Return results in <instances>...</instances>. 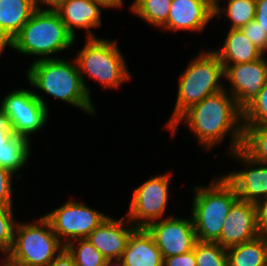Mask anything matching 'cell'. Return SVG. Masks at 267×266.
<instances>
[{
    "label": "cell",
    "instance_id": "836d02e7",
    "mask_svg": "<svg viewBox=\"0 0 267 266\" xmlns=\"http://www.w3.org/2000/svg\"><path fill=\"white\" fill-rule=\"evenodd\" d=\"M14 135L9 117L0 107V147Z\"/></svg>",
    "mask_w": 267,
    "mask_h": 266
},
{
    "label": "cell",
    "instance_id": "ffe728a7",
    "mask_svg": "<svg viewBox=\"0 0 267 266\" xmlns=\"http://www.w3.org/2000/svg\"><path fill=\"white\" fill-rule=\"evenodd\" d=\"M228 266H267V235L226 249Z\"/></svg>",
    "mask_w": 267,
    "mask_h": 266
},
{
    "label": "cell",
    "instance_id": "4dcf8cb0",
    "mask_svg": "<svg viewBox=\"0 0 267 266\" xmlns=\"http://www.w3.org/2000/svg\"><path fill=\"white\" fill-rule=\"evenodd\" d=\"M12 177L13 173L0 167V205L2 207L12 206Z\"/></svg>",
    "mask_w": 267,
    "mask_h": 266
},
{
    "label": "cell",
    "instance_id": "2e32d148",
    "mask_svg": "<svg viewBox=\"0 0 267 266\" xmlns=\"http://www.w3.org/2000/svg\"><path fill=\"white\" fill-rule=\"evenodd\" d=\"M214 18L208 0H172L164 30L201 32Z\"/></svg>",
    "mask_w": 267,
    "mask_h": 266
},
{
    "label": "cell",
    "instance_id": "f35d334b",
    "mask_svg": "<svg viewBox=\"0 0 267 266\" xmlns=\"http://www.w3.org/2000/svg\"><path fill=\"white\" fill-rule=\"evenodd\" d=\"M106 4L109 8H119L123 4V0H98Z\"/></svg>",
    "mask_w": 267,
    "mask_h": 266
},
{
    "label": "cell",
    "instance_id": "1f68e13d",
    "mask_svg": "<svg viewBox=\"0 0 267 266\" xmlns=\"http://www.w3.org/2000/svg\"><path fill=\"white\" fill-rule=\"evenodd\" d=\"M163 266H197L194 249L181 255L163 258Z\"/></svg>",
    "mask_w": 267,
    "mask_h": 266
},
{
    "label": "cell",
    "instance_id": "8d00e7d4",
    "mask_svg": "<svg viewBox=\"0 0 267 266\" xmlns=\"http://www.w3.org/2000/svg\"><path fill=\"white\" fill-rule=\"evenodd\" d=\"M12 37L3 29L0 21V54L4 51L6 46L11 45Z\"/></svg>",
    "mask_w": 267,
    "mask_h": 266
},
{
    "label": "cell",
    "instance_id": "7a4b0ae2",
    "mask_svg": "<svg viewBox=\"0 0 267 266\" xmlns=\"http://www.w3.org/2000/svg\"><path fill=\"white\" fill-rule=\"evenodd\" d=\"M27 78L33 87L60 99L72 106L79 107L88 114H95L91 97L82 83L77 62L63 59H36L27 71Z\"/></svg>",
    "mask_w": 267,
    "mask_h": 266
},
{
    "label": "cell",
    "instance_id": "9c48e42d",
    "mask_svg": "<svg viewBox=\"0 0 267 266\" xmlns=\"http://www.w3.org/2000/svg\"><path fill=\"white\" fill-rule=\"evenodd\" d=\"M44 216L51 223L59 240L64 242V246L73 240L87 238L108 217L74 200L67 201Z\"/></svg>",
    "mask_w": 267,
    "mask_h": 266
},
{
    "label": "cell",
    "instance_id": "cb8c5ba5",
    "mask_svg": "<svg viewBox=\"0 0 267 266\" xmlns=\"http://www.w3.org/2000/svg\"><path fill=\"white\" fill-rule=\"evenodd\" d=\"M172 0H134L131 10L147 23L162 27L168 19Z\"/></svg>",
    "mask_w": 267,
    "mask_h": 266
},
{
    "label": "cell",
    "instance_id": "5bb4252c",
    "mask_svg": "<svg viewBox=\"0 0 267 266\" xmlns=\"http://www.w3.org/2000/svg\"><path fill=\"white\" fill-rule=\"evenodd\" d=\"M255 203L238 199L231 207L217 243L229 248L259 237Z\"/></svg>",
    "mask_w": 267,
    "mask_h": 266
},
{
    "label": "cell",
    "instance_id": "d6986e66",
    "mask_svg": "<svg viewBox=\"0 0 267 266\" xmlns=\"http://www.w3.org/2000/svg\"><path fill=\"white\" fill-rule=\"evenodd\" d=\"M223 65L255 61L264 56L240 29H230L221 50H214Z\"/></svg>",
    "mask_w": 267,
    "mask_h": 266
},
{
    "label": "cell",
    "instance_id": "5b68a950",
    "mask_svg": "<svg viewBox=\"0 0 267 266\" xmlns=\"http://www.w3.org/2000/svg\"><path fill=\"white\" fill-rule=\"evenodd\" d=\"M221 77H224V66L214 50L202 51L193 59L179 78L177 100L167 128L192 105L223 90Z\"/></svg>",
    "mask_w": 267,
    "mask_h": 266
},
{
    "label": "cell",
    "instance_id": "d590c367",
    "mask_svg": "<svg viewBox=\"0 0 267 266\" xmlns=\"http://www.w3.org/2000/svg\"><path fill=\"white\" fill-rule=\"evenodd\" d=\"M48 266H76L73 256L65 248L62 250Z\"/></svg>",
    "mask_w": 267,
    "mask_h": 266
},
{
    "label": "cell",
    "instance_id": "74e56055",
    "mask_svg": "<svg viewBox=\"0 0 267 266\" xmlns=\"http://www.w3.org/2000/svg\"><path fill=\"white\" fill-rule=\"evenodd\" d=\"M63 0H34L37 8H40L39 3H43L44 5H49L51 9H55Z\"/></svg>",
    "mask_w": 267,
    "mask_h": 266
},
{
    "label": "cell",
    "instance_id": "603a6c76",
    "mask_svg": "<svg viewBox=\"0 0 267 266\" xmlns=\"http://www.w3.org/2000/svg\"><path fill=\"white\" fill-rule=\"evenodd\" d=\"M243 127L241 149L255 161L267 164V125Z\"/></svg>",
    "mask_w": 267,
    "mask_h": 266
},
{
    "label": "cell",
    "instance_id": "60d3db41",
    "mask_svg": "<svg viewBox=\"0 0 267 266\" xmlns=\"http://www.w3.org/2000/svg\"><path fill=\"white\" fill-rule=\"evenodd\" d=\"M1 259H0V262H2V264L0 266H21V265L13 263L7 257L1 258Z\"/></svg>",
    "mask_w": 267,
    "mask_h": 266
},
{
    "label": "cell",
    "instance_id": "44dd1931",
    "mask_svg": "<svg viewBox=\"0 0 267 266\" xmlns=\"http://www.w3.org/2000/svg\"><path fill=\"white\" fill-rule=\"evenodd\" d=\"M36 9L34 0H0V21L3 29L13 38Z\"/></svg>",
    "mask_w": 267,
    "mask_h": 266
},
{
    "label": "cell",
    "instance_id": "8992f818",
    "mask_svg": "<svg viewBox=\"0 0 267 266\" xmlns=\"http://www.w3.org/2000/svg\"><path fill=\"white\" fill-rule=\"evenodd\" d=\"M116 43L103 38H87L85 45L78 52L75 60L89 96L90 89L86 85L83 72L109 89H118L124 81L130 80L131 75Z\"/></svg>",
    "mask_w": 267,
    "mask_h": 266
},
{
    "label": "cell",
    "instance_id": "6da1fadb",
    "mask_svg": "<svg viewBox=\"0 0 267 266\" xmlns=\"http://www.w3.org/2000/svg\"><path fill=\"white\" fill-rule=\"evenodd\" d=\"M229 93L223 89L192 105L168 128L171 134L174 135L178 125L184 121L206 149L220 143L230 132L231 152L240 149L244 132L242 109Z\"/></svg>",
    "mask_w": 267,
    "mask_h": 266
},
{
    "label": "cell",
    "instance_id": "e0dca14e",
    "mask_svg": "<svg viewBox=\"0 0 267 266\" xmlns=\"http://www.w3.org/2000/svg\"><path fill=\"white\" fill-rule=\"evenodd\" d=\"M109 8L98 0H63L55 10L60 15L67 30L75 37V30L86 29L87 38H95L89 28L101 26V9Z\"/></svg>",
    "mask_w": 267,
    "mask_h": 266
},
{
    "label": "cell",
    "instance_id": "f546056e",
    "mask_svg": "<svg viewBox=\"0 0 267 266\" xmlns=\"http://www.w3.org/2000/svg\"><path fill=\"white\" fill-rule=\"evenodd\" d=\"M243 34L263 53L267 51V33L255 20L240 28Z\"/></svg>",
    "mask_w": 267,
    "mask_h": 266
},
{
    "label": "cell",
    "instance_id": "ac0fdd59",
    "mask_svg": "<svg viewBox=\"0 0 267 266\" xmlns=\"http://www.w3.org/2000/svg\"><path fill=\"white\" fill-rule=\"evenodd\" d=\"M126 266H163L161 251L145 228H137L120 258Z\"/></svg>",
    "mask_w": 267,
    "mask_h": 266
},
{
    "label": "cell",
    "instance_id": "277c9868",
    "mask_svg": "<svg viewBox=\"0 0 267 266\" xmlns=\"http://www.w3.org/2000/svg\"><path fill=\"white\" fill-rule=\"evenodd\" d=\"M192 219L197 241L217 242L232 205L239 199L235 188L222 176L206 188L196 186Z\"/></svg>",
    "mask_w": 267,
    "mask_h": 266
},
{
    "label": "cell",
    "instance_id": "b9f144b4",
    "mask_svg": "<svg viewBox=\"0 0 267 266\" xmlns=\"http://www.w3.org/2000/svg\"><path fill=\"white\" fill-rule=\"evenodd\" d=\"M218 1L219 0H208L209 6H210V8L212 9L213 12L220 7L219 4H218Z\"/></svg>",
    "mask_w": 267,
    "mask_h": 266
},
{
    "label": "cell",
    "instance_id": "4316f807",
    "mask_svg": "<svg viewBox=\"0 0 267 266\" xmlns=\"http://www.w3.org/2000/svg\"><path fill=\"white\" fill-rule=\"evenodd\" d=\"M194 254L197 266H228L226 248L217 242L197 241Z\"/></svg>",
    "mask_w": 267,
    "mask_h": 266
},
{
    "label": "cell",
    "instance_id": "52a82bcc",
    "mask_svg": "<svg viewBox=\"0 0 267 266\" xmlns=\"http://www.w3.org/2000/svg\"><path fill=\"white\" fill-rule=\"evenodd\" d=\"M64 249L51 223L42 216L33 224H16L13 245L5 257L21 266H48Z\"/></svg>",
    "mask_w": 267,
    "mask_h": 266
},
{
    "label": "cell",
    "instance_id": "30bf717a",
    "mask_svg": "<svg viewBox=\"0 0 267 266\" xmlns=\"http://www.w3.org/2000/svg\"><path fill=\"white\" fill-rule=\"evenodd\" d=\"M169 181V173L158 175L134 190L126 217L135 227L145 228L163 216L168 204Z\"/></svg>",
    "mask_w": 267,
    "mask_h": 266
},
{
    "label": "cell",
    "instance_id": "484cf974",
    "mask_svg": "<svg viewBox=\"0 0 267 266\" xmlns=\"http://www.w3.org/2000/svg\"><path fill=\"white\" fill-rule=\"evenodd\" d=\"M65 248L73 256L76 266H106V258L87 238L73 240Z\"/></svg>",
    "mask_w": 267,
    "mask_h": 266
},
{
    "label": "cell",
    "instance_id": "7c38bea8",
    "mask_svg": "<svg viewBox=\"0 0 267 266\" xmlns=\"http://www.w3.org/2000/svg\"><path fill=\"white\" fill-rule=\"evenodd\" d=\"M224 78L231 82V96L243 109L262 90L267 82V61L261 57L241 64L223 65Z\"/></svg>",
    "mask_w": 267,
    "mask_h": 266
},
{
    "label": "cell",
    "instance_id": "8fae6325",
    "mask_svg": "<svg viewBox=\"0 0 267 266\" xmlns=\"http://www.w3.org/2000/svg\"><path fill=\"white\" fill-rule=\"evenodd\" d=\"M145 229L153 237L163 258L193 250L197 242L192 216L190 219L169 216L151 222Z\"/></svg>",
    "mask_w": 267,
    "mask_h": 266
},
{
    "label": "cell",
    "instance_id": "e575fe53",
    "mask_svg": "<svg viewBox=\"0 0 267 266\" xmlns=\"http://www.w3.org/2000/svg\"><path fill=\"white\" fill-rule=\"evenodd\" d=\"M255 21L267 33V0H256Z\"/></svg>",
    "mask_w": 267,
    "mask_h": 266
},
{
    "label": "cell",
    "instance_id": "d4e9b609",
    "mask_svg": "<svg viewBox=\"0 0 267 266\" xmlns=\"http://www.w3.org/2000/svg\"><path fill=\"white\" fill-rule=\"evenodd\" d=\"M227 7H219L214 11V17H221V12L231 20L230 29H240L255 18L256 0H228Z\"/></svg>",
    "mask_w": 267,
    "mask_h": 266
},
{
    "label": "cell",
    "instance_id": "ba28073f",
    "mask_svg": "<svg viewBox=\"0 0 267 266\" xmlns=\"http://www.w3.org/2000/svg\"><path fill=\"white\" fill-rule=\"evenodd\" d=\"M0 107L9 117L14 134L28 139L46 124L49 112L42 96L28 89L8 93Z\"/></svg>",
    "mask_w": 267,
    "mask_h": 266
},
{
    "label": "cell",
    "instance_id": "f1b7e54d",
    "mask_svg": "<svg viewBox=\"0 0 267 266\" xmlns=\"http://www.w3.org/2000/svg\"><path fill=\"white\" fill-rule=\"evenodd\" d=\"M12 207L0 205V252L5 256L10 252L13 241L16 222Z\"/></svg>",
    "mask_w": 267,
    "mask_h": 266
},
{
    "label": "cell",
    "instance_id": "4fadbf2b",
    "mask_svg": "<svg viewBox=\"0 0 267 266\" xmlns=\"http://www.w3.org/2000/svg\"><path fill=\"white\" fill-rule=\"evenodd\" d=\"M231 154L248 167L246 170L230 172L223 176L235 188L238 198L256 203L267 197V164L255 161L241 148Z\"/></svg>",
    "mask_w": 267,
    "mask_h": 266
},
{
    "label": "cell",
    "instance_id": "d6a6232c",
    "mask_svg": "<svg viewBox=\"0 0 267 266\" xmlns=\"http://www.w3.org/2000/svg\"><path fill=\"white\" fill-rule=\"evenodd\" d=\"M256 216L257 226L261 235H267V197L257 201Z\"/></svg>",
    "mask_w": 267,
    "mask_h": 266
},
{
    "label": "cell",
    "instance_id": "83f0119b",
    "mask_svg": "<svg viewBox=\"0 0 267 266\" xmlns=\"http://www.w3.org/2000/svg\"><path fill=\"white\" fill-rule=\"evenodd\" d=\"M243 126L267 125V82L262 90L242 109Z\"/></svg>",
    "mask_w": 267,
    "mask_h": 266
},
{
    "label": "cell",
    "instance_id": "7402d4cb",
    "mask_svg": "<svg viewBox=\"0 0 267 266\" xmlns=\"http://www.w3.org/2000/svg\"><path fill=\"white\" fill-rule=\"evenodd\" d=\"M30 140L23 136L13 135L0 147V167L13 174L27 163L30 155Z\"/></svg>",
    "mask_w": 267,
    "mask_h": 266
},
{
    "label": "cell",
    "instance_id": "3957f363",
    "mask_svg": "<svg viewBox=\"0 0 267 266\" xmlns=\"http://www.w3.org/2000/svg\"><path fill=\"white\" fill-rule=\"evenodd\" d=\"M75 37L67 30L55 9L37 8L31 18L13 37L10 47L24 55H49L68 49Z\"/></svg>",
    "mask_w": 267,
    "mask_h": 266
},
{
    "label": "cell",
    "instance_id": "9a60e30c",
    "mask_svg": "<svg viewBox=\"0 0 267 266\" xmlns=\"http://www.w3.org/2000/svg\"><path fill=\"white\" fill-rule=\"evenodd\" d=\"M125 219L127 220L126 223ZM136 229L137 227L126 216H122L119 220L108 216L104 222L90 233L87 239L106 260L120 259L130 236Z\"/></svg>",
    "mask_w": 267,
    "mask_h": 266
},
{
    "label": "cell",
    "instance_id": "ab89813d",
    "mask_svg": "<svg viewBox=\"0 0 267 266\" xmlns=\"http://www.w3.org/2000/svg\"><path fill=\"white\" fill-rule=\"evenodd\" d=\"M106 266H126V265L121 259H109L106 262Z\"/></svg>",
    "mask_w": 267,
    "mask_h": 266
}]
</instances>
